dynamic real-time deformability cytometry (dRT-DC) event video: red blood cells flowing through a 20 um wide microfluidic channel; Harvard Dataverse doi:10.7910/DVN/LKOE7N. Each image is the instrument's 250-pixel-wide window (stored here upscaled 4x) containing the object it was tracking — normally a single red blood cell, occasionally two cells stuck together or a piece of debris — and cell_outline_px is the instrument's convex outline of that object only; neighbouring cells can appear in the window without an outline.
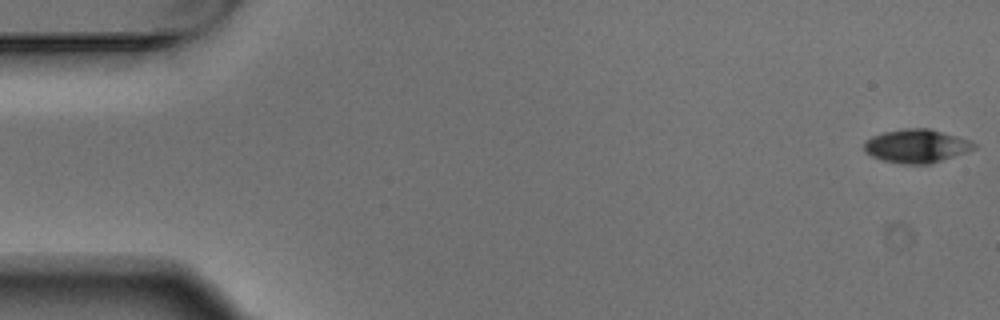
{"species": "Egyptian fruit bat (a non-hibernating species)", "species_latin": "Rousettus aegyptiacus", "temperature_condition": "warm", "stored_images_in_passage": 6, "segment_of_instrument_passage": [2, 2], "camera_frame_rate_fps": 3000, "um_per_image_px": 0.085, "animal": {"sex": "male"}, "frame": {"image": 1, "passage_image": 6, "time_ms": 1.667, "image_size_px": [1000, 320], "cell_outline_px": [[976, 148], [932, 164], [900, 164], [884, 160], [872, 156], [864, 148], [864, 144], [872, 136], [884, 132], [904, 128], [928, 128], [972, 140], [976, 144]], "centroid_in_image_um": [77.94, 12.41], "position_along_channel_um": 7.1, "area_um2": 21.33}}